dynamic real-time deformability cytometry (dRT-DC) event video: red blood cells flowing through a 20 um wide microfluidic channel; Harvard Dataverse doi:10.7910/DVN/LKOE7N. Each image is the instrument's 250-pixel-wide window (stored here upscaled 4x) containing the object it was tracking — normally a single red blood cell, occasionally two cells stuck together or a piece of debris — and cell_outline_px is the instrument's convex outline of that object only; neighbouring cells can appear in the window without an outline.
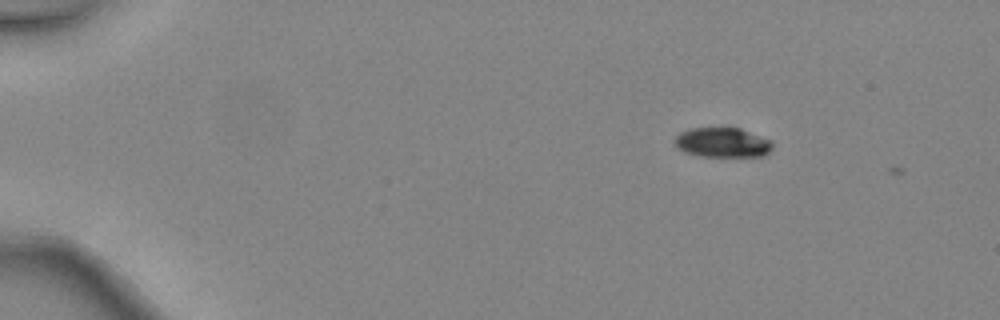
{"species": "common noctule bat (a hibernating species)", "species_latin": "Nyctalus noctula", "temperature_condition": "warm", "stored_images_in_passage": 3, "camera_frame_rate_fps": 3000, "um_per_image_px": 0.085, "animal": {"sex": "female", "body_mass_g": 24.6, "forearm_length_mm": 56.2}, "frame": {"image": 1, "passage_image": 1, "time_ms": 0.0, "image_size_px": [1000, 320], "cell_outline_px": [[772, 148], [764, 156], [700, 156], [684, 152], [676, 144], [676, 136], [680, 132], [692, 128], [740, 128], [772, 140]], "centroid_in_image_um": [61.45, 12.11], "position_along_channel_um": 23.6, "area_um2": 16.76}}